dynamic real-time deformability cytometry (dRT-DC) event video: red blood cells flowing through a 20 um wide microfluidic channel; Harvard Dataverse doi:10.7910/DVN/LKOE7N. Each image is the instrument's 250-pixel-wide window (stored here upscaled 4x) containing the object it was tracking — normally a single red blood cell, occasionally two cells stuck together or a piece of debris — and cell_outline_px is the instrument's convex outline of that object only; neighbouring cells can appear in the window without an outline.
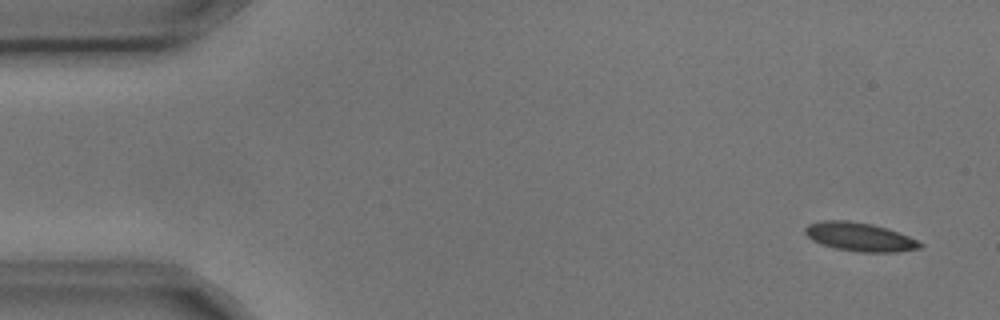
{"species": "common noctule bat (a hibernating species)", "species_latin": "Nyctalus noctula", "temperature_condition": "cold", "stored_images_in_passage": 10, "camera_frame_rate_fps": 3000, "um_per_image_px": 0.085, "animal": {"sex": "male", "body_mass_g": 17.9, "forearm_length_mm": 54.2}, "frame": {"image": 1, "passage_image": 1, "time_ms": 0.0, "image_size_px": [1000, 320], "cell_outline_px": [[924, 244], [920, 248], [896, 252], [860, 252], [836, 248], [820, 244], [812, 240], [804, 232], [804, 228], [808, 224], [824, 220], [848, 220], [872, 224], [908, 236]], "centroid_in_image_um": [73.03, 20.13], "position_along_channel_um": 12.0, "area_um2": 19.02}}
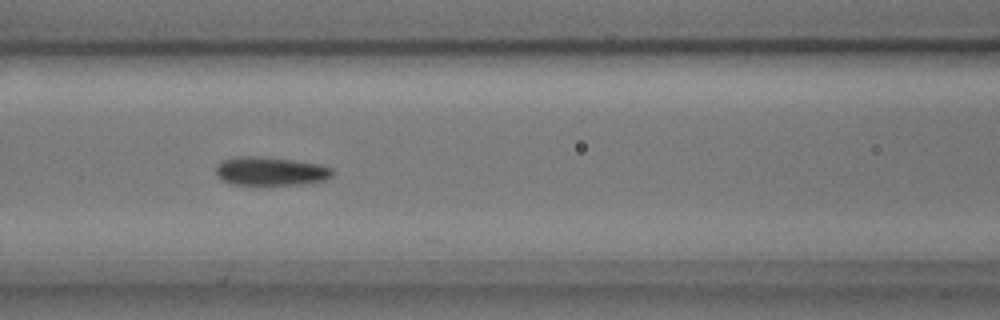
{"frame": {"image": 2, "passage_image": 6, "time_ms": 1.667, "image_size_px": [1000, 320], "cell_outline_px": [[336, 172], [332, 176], [324, 180], [300, 184], [232, 184], [220, 180], [216, 176], [216, 164], [220, 160], [236, 156], [248, 156], [292, 160], [320, 164], [332, 168]], "centroid_in_image_um": [22.96, 14.55], "position_along_channel_um": 143.6, "area_um2": 19.42}}
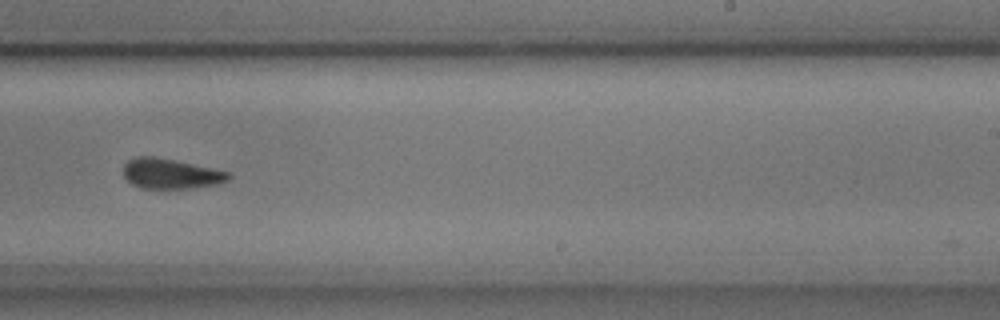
{"frame": {"image": 3, "passage_image": 9, "time_ms": 2.667, "image_size_px": [1000, 320], "cell_outline_px": [[232, 176], [228, 180], [216, 184], [188, 188], [140, 188], [132, 184], [124, 176], [124, 164], [132, 156], [156, 156], [176, 160], [232, 172]], "centroid_in_image_um": [14.51, 14.74], "position_along_channel_um": 274.5, "area_um2": 18.61}}